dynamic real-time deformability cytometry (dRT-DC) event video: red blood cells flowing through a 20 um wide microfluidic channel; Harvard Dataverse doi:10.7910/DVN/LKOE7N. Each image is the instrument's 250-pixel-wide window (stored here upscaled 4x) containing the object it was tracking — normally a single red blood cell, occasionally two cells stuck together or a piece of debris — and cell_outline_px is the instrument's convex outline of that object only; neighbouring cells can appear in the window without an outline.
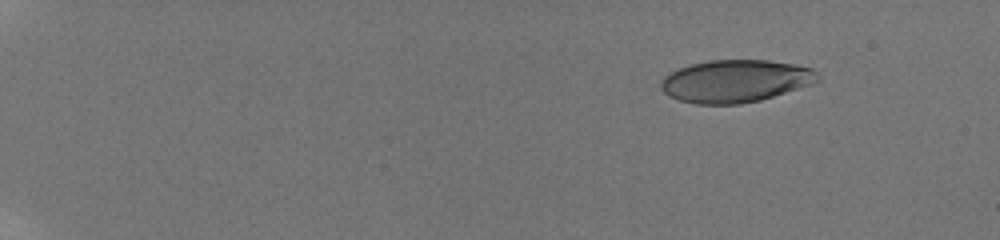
{"species": "human", "species_latin": "Homo sapiens", "temperature_condition": "room temperature", "stored_images_in_passage": 17, "camera_frame_rate_fps": 3000, "um_per_image_px": 0.085, "donor": {"sex": "male"}, "frame": {"image": 1, "passage_image": 1, "time_ms": 0.0, "image_size_px": [1000, 240], "cell_outline_px": [[820, 80], [812, 84], [760, 100], [740, 104], [696, 104], [680, 100], [668, 96], [660, 88], [660, 84], [664, 76], [680, 68], [692, 64], [708, 60], [768, 60], [792, 64], [812, 68], [820, 76]], "centroid_in_image_um": [62.51, 6.89], "position_along_channel_um": 22.5, "area_um2": 38.73}}
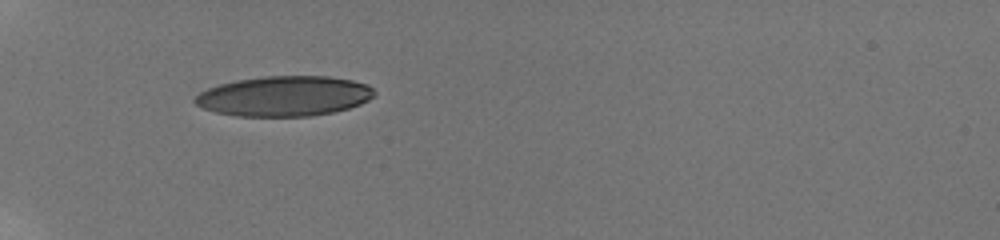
{"frame": {"image": 2, "passage_image": 7, "time_ms": 4.667, "image_size_px": [1000, 240], "cell_outline_px": [[376, 96], [360, 104], [348, 108], [332, 112], [312, 116], [236, 116], [216, 112], [204, 108], [196, 104], [192, 100], [192, 96], [208, 88], [220, 84], [236, 80], [264, 76], [328, 76], [352, 80], [368, 84], [376, 92]], "centroid_in_image_um": [24.16, 8.16], "position_along_channel_um": 60.8, "area_um2": 42.14}}
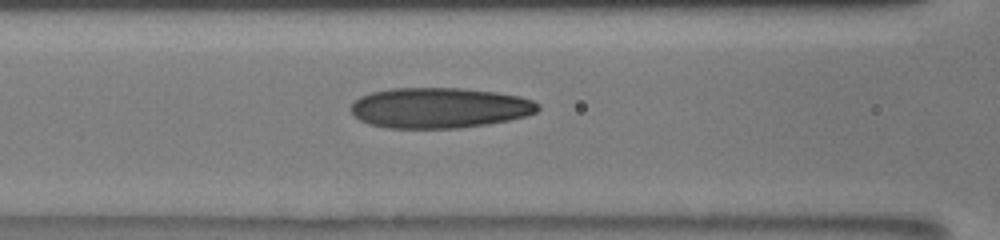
{"frame": {"image": 3, "passage_image": 11, "time_ms": 7.0, "image_size_px": [1000, 240], "cell_outline_px": [[540, 108], [536, 112], [524, 116], [508, 120], [488, 124], [460, 128], [384, 128], [368, 124], [360, 120], [352, 112], [352, 104], [360, 96], [372, 92], [392, 88], [460, 88], [496, 92], [520, 96], [532, 100], [540, 104]], "centroid_in_image_um": [37.36, 9.17], "position_along_channel_um": 129.2, "area_um2": 44.16}}